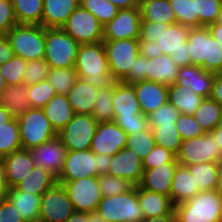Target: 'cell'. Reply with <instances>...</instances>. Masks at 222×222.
<instances>
[{"mask_svg": "<svg viewBox=\"0 0 222 222\" xmlns=\"http://www.w3.org/2000/svg\"><path fill=\"white\" fill-rule=\"evenodd\" d=\"M74 68L80 79L97 88L112 86L116 82L109 70L103 41L80 44Z\"/></svg>", "mask_w": 222, "mask_h": 222, "instance_id": "6da1fadb", "label": "cell"}, {"mask_svg": "<svg viewBox=\"0 0 222 222\" xmlns=\"http://www.w3.org/2000/svg\"><path fill=\"white\" fill-rule=\"evenodd\" d=\"M177 222H222V197L215 190L199 191L175 206Z\"/></svg>", "mask_w": 222, "mask_h": 222, "instance_id": "7a4b0ae2", "label": "cell"}, {"mask_svg": "<svg viewBox=\"0 0 222 222\" xmlns=\"http://www.w3.org/2000/svg\"><path fill=\"white\" fill-rule=\"evenodd\" d=\"M46 28L42 25L17 24L5 35L16 56L23 59H44Z\"/></svg>", "mask_w": 222, "mask_h": 222, "instance_id": "3957f363", "label": "cell"}, {"mask_svg": "<svg viewBox=\"0 0 222 222\" xmlns=\"http://www.w3.org/2000/svg\"><path fill=\"white\" fill-rule=\"evenodd\" d=\"M96 212L107 222H142L143 211L137 197V185L126 193L102 197Z\"/></svg>", "mask_w": 222, "mask_h": 222, "instance_id": "277c9868", "label": "cell"}, {"mask_svg": "<svg viewBox=\"0 0 222 222\" xmlns=\"http://www.w3.org/2000/svg\"><path fill=\"white\" fill-rule=\"evenodd\" d=\"M79 46L62 28H46L44 59L50 68L75 67Z\"/></svg>", "mask_w": 222, "mask_h": 222, "instance_id": "5b68a950", "label": "cell"}, {"mask_svg": "<svg viewBox=\"0 0 222 222\" xmlns=\"http://www.w3.org/2000/svg\"><path fill=\"white\" fill-rule=\"evenodd\" d=\"M17 119L22 149L30 150L57 136L42 108H30Z\"/></svg>", "mask_w": 222, "mask_h": 222, "instance_id": "8992f818", "label": "cell"}, {"mask_svg": "<svg viewBox=\"0 0 222 222\" xmlns=\"http://www.w3.org/2000/svg\"><path fill=\"white\" fill-rule=\"evenodd\" d=\"M182 166L198 163H221L222 150L214 136L208 132L196 138L183 140L176 156Z\"/></svg>", "mask_w": 222, "mask_h": 222, "instance_id": "52a82bcc", "label": "cell"}, {"mask_svg": "<svg viewBox=\"0 0 222 222\" xmlns=\"http://www.w3.org/2000/svg\"><path fill=\"white\" fill-rule=\"evenodd\" d=\"M103 44L112 77L122 81L140 55L138 39L103 41Z\"/></svg>", "mask_w": 222, "mask_h": 222, "instance_id": "ba28073f", "label": "cell"}, {"mask_svg": "<svg viewBox=\"0 0 222 222\" xmlns=\"http://www.w3.org/2000/svg\"><path fill=\"white\" fill-rule=\"evenodd\" d=\"M98 123L91 115L74 114L67 125L57 133L67 151H84L91 148Z\"/></svg>", "mask_w": 222, "mask_h": 222, "instance_id": "9c48e42d", "label": "cell"}, {"mask_svg": "<svg viewBox=\"0 0 222 222\" xmlns=\"http://www.w3.org/2000/svg\"><path fill=\"white\" fill-rule=\"evenodd\" d=\"M79 44L103 41V25L82 6H78L61 27Z\"/></svg>", "mask_w": 222, "mask_h": 222, "instance_id": "30bf717a", "label": "cell"}, {"mask_svg": "<svg viewBox=\"0 0 222 222\" xmlns=\"http://www.w3.org/2000/svg\"><path fill=\"white\" fill-rule=\"evenodd\" d=\"M75 212L62 184L56 183L41 195L40 222H65Z\"/></svg>", "mask_w": 222, "mask_h": 222, "instance_id": "8fae6325", "label": "cell"}, {"mask_svg": "<svg viewBox=\"0 0 222 222\" xmlns=\"http://www.w3.org/2000/svg\"><path fill=\"white\" fill-rule=\"evenodd\" d=\"M77 212H96L102 199L98 177H84L63 184Z\"/></svg>", "mask_w": 222, "mask_h": 222, "instance_id": "7c38bea8", "label": "cell"}, {"mask_svg": "<svg viewBox=\"0 0 222 222\" xmlns=\"http://www.w3.org/2000/svg\"><path fill=\"white\" fill-rule=\"evenodd\" d=\"M141 20L139 7L119 9L118 14L103 26V41L139 39Z\"/></svg>", "mask_w": 222, "mask_h": 222, "instance_id": "4fadbf2b", "label": "cell"}, {"mask_svg": "<svg viewBox=\"0 0 222 222\" xmlns=\"http://www.w3.org/2000/svg\"><path fill=\"white\" fill-rule=\"evenodd\" d=\"M95 153L91 149L84 151H67L64 166L57 183L75 181L84 177H97Z\"/></svg>", "mask_w": 222, "mask_h": 222, "instance_id": "5bb4252c", "label": "cell"}, {"mask_svg": "<svg viewBox=\"0 0 222 222\" xmlns=\"http://www.w3.org/2000/svg\"><path fill=\"white\" fill-rule=\"evenodd\" d=\"M35 167L43 168L58 177L64 166L67 153L61 139L56 136L43 144L30 149Z\"/></svg>", "mask_w": 222, "mask_h": 222, "instance_id": "9a60e30c", "label": "cell"}, {"mask_svg": "<svg viewBox=\"0 0 222 222\" xmlns=\"http://www.w3.org/2000/svg\"><path fill=\"white\" fill-rule=\"evenodd\" d=\"M127 133L113 121L99 123L91 141V150L101 155L113 156L126 147Z\"/></svg>", "mask_w": 222, "mask_h": 222, "instance_id": "2e32d148", "label": "cell"}, {"mask_svg": "<svg viewBox=\"0 0 222 222\" xmlns=\"http://www.w3.org/2000/svg\"><path fill=\"white\" fill-rule=\"evenodd\" d=\"M108 174L127 179L136 186L143 175L142 160L133 150L124 147L112 156Z\"/></svg>", "mask_w": 222, "mask_h": 222, "instance_id": "e0dca14e", "label": "cell"}, {"mask_svg": "<svg viewBox=\"0 0 222 222\" xmlns=\"http://www.w3.org/2000/svg\"><path fill=\"white\" fill-rule=\"evenodd\" d=\"M141 112L148 115L168 102V86L154 81H140L132 84Z\"/></svg>", "mask_w": 222, "mask_h": 222, "instance_id": "ac0fdd59", "label": "cell"}, {"mask_svg": "<svg viewBox=\"0 0 222 222\" xmlns=\"http://www.w3.org/2000/svg\"><path fill=\"white\" fill-rule=\"evenodd\" d=\"M112 106L114 119L135 118L142 113L134 86L121 81H116L113 84Z\"/></svg>", "mask_w": 222, "mask_h": 222, "instance_id": "d6986e66", "label": "cell"}, {"mask_svg": "<svg viewBox=\"0 0 222 222\" xmlns=\"http://www.w3.org/2000/svg\"><path fill=\"white\" fill-rule=\"evenodd\" d=\"M179 165V162H168L152 169H143L138 186L170 197L173 176Z\"/></svg>", "mask_w": 222, "mask_h": 222, "instance_id": "ffe728a7", "label": "cell"}, {"mask_svg": "<svg viewBox=\"0 0 222 222\" xmlns=\"http://www.w3.org/2000/svg\"><path fill=\"white\" fill-rule=\"evenodd\" d=\"M8 188L14 187L30 175L35 167L30 150L20 149L3 157Z\"/></svg>", "mask_w": 222, "mask_h": 222, "instance_id": "44dd1931", "label": "cell"}, {"mask_svg": "<svg viewBox=\"0 0 222 222\" xmlns=\"http://www.w3.org/2000/svg\"><path fill=\"white\" fill-rule=\"evenodd\" d=\"M214 73L204 70L201 66L189 65L179 68L177 84L189 86L193 92L203 98H209Z\"/></svg>", "mask_w": 222, "mask_h": 222, "instance_id": "7402d4cb", "label": "cell"}, {"mask_svg": "<svg viewBox=\"0 0 222 222\" xmlns=\"http://www.w3.org/2000/svg\"><path fill=\"white\" fill-rule=\"evenodd\" d=\"M137 197L144 219L175 214V206L167 195L142 189L137 185Z\"/></svg>", "mask_w": 222, "mask_h": 222, "instance_id": "603a6c76", "label": "cell"}, {"mask_svg": "<svg viewBox=\"0 0 222 222\" xmlns=\"http://www.w3.org/2000/svg\"><path fill=\"white\" fill-rule=\"evenodd\" d=\"M179 67L170 55H159L152 59L146 58V80L170 86L177 83Z\"/></svg>", "mask_w": 222, "mask_h": 222, "instance_id": "cb8c5ba5", "label": "cell"}, {"mask_svg": "<svg viewBox=\"0 0 222 222\" xmlns=\"http://www.w3.org/2000/svg\"><path fill=\"white\" fill-rule=\"evenodd\" d=\"M190 27L180 23L165 24L162 34L157 40L158 56L165 54H175L179 50L189 49L187 46V37Z\"/></svg>", "mask_w": 222, "mask_h": 222, "instance_id": "d4e9b609", "label": "cell"}, {"mask_svg": "<svg viewBox=\"0 0 222 222\" xmlns=\"http://www.w3.org/2000/svg\"><path fill=\"white\" fill-rule=\"evenodd\" d=\"M79 6V0H43L42 26L61 28Z\"/></svg>", "mask_w": 222, "mask_h": 222, "instance_id": "484cf974", "label": "cell"}, {"mask_svg": "<svg viewBox=\"0 0 222 222\" xmlns=\"http://www.w3.org/2000/svg\"><path fill=\"white\" fill-rule=\"evenodd\" d=\"M4 196L13 204L24 222H37L41 196L17 190L15 187L8 188Z\"/></svg>", "mask_w": 222, "mask_h": 222, "instance_id": "4316f807", "label": "cell"}, {"mask_svg": "<svg viewBox=\"0 0 222 222\" xmlns=\"http://www.w3.org/2000/svg\"><path fill=\"white\" fill-rule=\"evenodd\" d=\"M98 88L78 79L67 94L68 101L76 114L91 115Z\"/></svg>", "mask_w": 222, "mask_h": 222, "instance_id": "83f0119b", "label": "cell"}, {"mask_svg": "<svg viewBox=\"0 0 222 222\" xmlns=\"http://www.w3.org/2000/svg\"><path fill=\"white\" fill-rule=\"evenodd\" d=\"M0 104L8 109L11 116L18 118L31 108L27 85H7L0 92Z\"/></svg>", "mask_w": 222, "mask_h": 222, "instance_id": "f1b7e54d", "label": "cell"}, {"mask_svg": "<svg viewBox=\"0 0 222 222\" xmlns=\"http://www.w3.org/2000/svg\"><path fill=\"white\" fill-rule=\"evenodd\" d=\"M42 109L56 133L60 132L75 114L67 95L63 94H55Z\"/></svg>", "mask_w": 222, "mask_h": 222, "instance_id": "f546056e", "label": "cell"}, {"mask_svg": "<svg viewBox=\"0 0 222 222\" xmlns=\"http://www.w3.org/2000/svg\"><path fill=\"white\" fill-rule=\"evenodd\" d=\"M199 190L188 167L179 165L173 176L170 198L174 206L188 201L198 194Z\"/></svg>", "mask_w": 222, "mask_h": 222, "instance_id": "4dcf8cb0", "label": "cell"}, {"mask_svg": "<svg viewBox=\"0 0 222 222\" xmlns=\"http://www.w3.org/2000/svg\"><path fill=\"white\" fill-rule=\"evenodd\" d=\"M203 99L195 94L189 86H181L177 83L168 86V102L181 114L193 115Z\"/></svg>", "mask_w": 222, "mask_h": 222, "instance_id": "1f68e13d", "label": "cell"}, {"mask_svg": "<svg viewBox=\"0 0 222 222\" xmlns=\"http://www.w3.org/2000/svg\"><path fill=\"white\" fill-rule=\"evenodd\" d=\"M139 10L142 21L175 24V12L169 0H140Z\"/></svg>", "mask_w": 222, "mask_h": 222, "instance_id": "d6a6232c", "label": "cell"}, {"mask_svg": "<svg viewBox=\"0 0 222 222\" xmlns=\"http://www.w3.org/2000/svg\"><path fill=\"white\" fill-rule=\"evenodd\" d=\"M209 42V29L207 26L192 27L189 29L187 46L191 65L201 66L206 70V59Z\"/></svg>", "mask_w": 222, "mask_h": 222, "instance_id": "836d02e7", "label": "cell"}, {"mask_svg": "<svg viewBox=\"0 0 222 222\" xmlns=\"http://www.w3.org/2000/svg\"><path fill=\"white\" fill-rule=\"evenodd\" d=\"M57 183V177L46 169L34 167L30 175L14 187L17 190L41 196Z\"/></svg>", "mask_w": 222, "mask_h": 222, "instance_id": "e575fe53", "label": "cell"}, {"mask_svg": "<svg viewBox=\"0 0 222 222\" xmlns=\"http://www.w3.org/2000/svg\"><path fill=\"white\" fill-rule=\"evenodd\" d=\"M192 116L204 132L208 133L222 123V106L210 98H204Z\"/></svg>", "mask_w": 222, "mask_h": 222, "instance_id": "d590c367", "label": "cell"}, {"mask_svg": "<svg viewBox=\"0 0 222 222\" xmlns=\"http://www.w3.org/2000/svg\"><path fill=\"white\" fill-rule=\"evenodd\" d=\"M18 24L42 25L43 0H11Z\"/></svg>", "mask_w": 222, "mask_h": 222, "instance_id": "8d00e7d4", "label": "cell"}, {"mask_svg": "<svg viewBox=\"0 0 222 222\" xmlns=\"http://www.w3.org/2000/svg\"><path fill=\"white\" fill-rule=\"evenodd\" d=\"M199 191L215 190L219 163H198L187 166Z\"/></svg>", "mask_w": 222, "mask_h": 222, "instance_id": "74e56055", "label": "cell"}, {"mask_svg": "<svg viewBox=\"0 0 222 222\" xmlns=\"http://www.w3.org/2000/svg\"><path fill=\"white\" fill-rule=\"evenodd\" d=\"M20 149L22 147L18 119L12 117L0 126V156L5 157Z\"/></svg>", "mask_w": 222, "mask_h": 222, "instance_id": "f35d334b", "label": "cell"}, {"mask_svg": "<svg viewBox=\"0 0 222 222\" xmlns=\"http://www.w3.org/2000/svg\"><path fill=\"white\" fill-rule=\"evenodd\" d=\"M79 79L75 68H50L47 80L56 94L67 95Z\"/></svg>", "mask_w": 222, "mask_h": 222, "instance_id": "ab89813d", "label": "cell"}, {"mask_svg": "<svg viewBox=\"0 0 222 222\" xmlns=\"http://www.w3.org/2000/svg\"><path fill=\"white\" fill-rule=\"evenodd\" d=\"M113 85L105 88H98L97 97L91 116L99 123L111 122L114 120L112 106Z\"/></svg>", "mask_w": 222, "mask_h": 222, "instance_id": "60d3db41", "label": "cell"}, {"mask_svg": "<svg viewBox=\"0 0 222 222\" xmlns=\"http://www.w3.org/2000/svg\"><path fill=\"white\" fill-rule=\"evenodd\" d=\"M152 132L155 145L162 146L177 156L183 140L175 124L160 125L159 127L154 128Z\"/></svg>", "mask_w": 222, "mask_h": 222, "instance_id": "b9f144b4", "label": "cell"}, {"mask_svg": "<svg viewBox=\"0 0 222 222\" xmlns=\"http://www.w3.org/2000/svg\"><path fill=\"white\" fill-rule=\"evenodd\" d=\"M154 146V135L149 127L146 130L127 135L126 147L137 153L141 160L150 153Z\"/></svg>", "mask_w": 222, "mask_h": 222, "instance_id": "7bdbcfd3", "label": "cell"}, {"mask_svg": "<svg viewBox=\"0 0 222 222\" xmlns=\"http://www.w3.org/2000/svg\"><path fill=\"white\" fill-rule=\"evenodd\" d=\"M175 12L176 23L192 27H199L195 0H169Z\"/></svg>", "mask_w": 222, "mask_h": 222, "instance_id": "ee69618b", "label": "cell"}, {"mask_svg": "<svg viewBox=\"0 0 222 222\" xmlns=\"http://www.w3.org/2000/svg\"><path fill=\"white\" fill-rule=\"evenodd\" d=\"M79 5L91 12L103 26L110 22L119 11L108 0H79Z\"/></svg>", "mask_w": 222, "mask_h": 222, "instance_id": "f6af8a7d", "label": "cell"}, {"mask_svg": "<svg viewBox=\"0 0 222 222\" xmlns=\"http://www.w3.org/2000/svg\"><path fill=\"white\" fill-rule=\"evenodd\" d=\"M98 180L102 197L123 194L135 186L127 179L115 177L110 174L100 175Z\"/></svg>", "mask_w": 222, "mask_h": 222, "instance_id": "bcb514c9", "label": "cell"}, {"mask_svg": "<svg viewBox=\"0 0 222 222\" xmlns=\"http://www.w3.org/2000/svg\"><path fill=\"white\" fill-rule=\"evenodd\" d=\"M26 65L27 60L16 55L8 62L0 64L1 73L6 85L22 84Z\"/></svg>", "mask_w": 222, "mask_h": 222, "instance_id": "7dc6e473", "label": "cell"}, {"mask_svg": "<svg viewBox=\"0 0 222 222\" xmlns=\"http://www.w3.org/2000/svg\"><path fill=\"white\" fill-rule=\"evenodd\" d=\"M180 114L173 105L167 102L147 115L149 128L153 130L160 125L176 124Z\"/></svg>", "mask_w": 222, "mask_h": 222, "instance_id": "c3c4849f", "label": "cell"}, {"mask_svg": "<svg viewBox=\"0 0 222 222\" xmlns=\"http://www.w3.org/2000/svg\"><path fill=\"white\" fill-rule=\"evenodd\" d=\"M31 108H43L56 94L48 80H44L27 86Z\"/></svg>", "mask_w": 222, "mask_h": 222, "instance_id": "681fc988", "label": "cell"}, {"mask_svg": "<svg viewBox=\"0 0 222 222\" xmlns=\"http://www.w3.org/2000/svg\"><path fill=\"white\" fill-rule=\"evenodd\" d=\"M195 7L199 27L208 26L216 22L222 7V0H195Z\"/></svg>", "mask_w": 222, "mask_h": 222, "instance_id": "f907efd6", "label": "cell"}, {"mask_svg": "<svg viewBox=\"0 0 222 222\" xmlns=\"http://www.w3.org/2000/svg\"><path fill=\"white\" fill-rule=\"evenodd\" d=\"M50 66L45 62V59L27 61L24 71L23 83L32 85L47 79Z\"/></svg>", "mask_w": 222, "mask_h": 222, "instance_id": "816d5d0a", "label": "cell"}, {"mask_svg": "<svg viewBox=\"0 0 222 222\" xmlns=\"http://www.w3.org/2000/svg\"><path fill=\"white\" fill-rule=\"evenodd\" d=\"M168 162H178L176 155L162 146L155 145L142 160L143 169H152Z\"/></svg>", "mask_w": 222, "mask_h": 222, "instance_id": "f5cc1de1", "label": "cell"}, {"mask_svg": "<svg viewBox=\"0 0 222 222\" xmlns=\"http://www.w3.org/2000/svg\"><path fill=\"white\" fill-rule=\"evenodd\" d=\"M175 126L182 140L200 137L205 134L192 115L180 114Z\"/></svg>", "mask_w": 222, "mask_h": 222, "instance_id": "db71d44e", "label": "cell"}, {"mask_svg": "<svg viewBox=\"0 0 222 222\" xmlns=\"http://www.w3.org/2000/svg\"><path fill=\"white\" fill-rule=\"evenodd\" d=\"M206 71L222 73V45H220L209 31V42L206 59Z\"/></svg>", "mask_w": 222, "mask_h": 222, "instance_id": "11a10c76", "label": "cell"}, {"mask_svg": "<svg viewBox=\"0 0 222 222\" xmlns=\"http://www.w3.org/2000/svg\"><path fill=\"white\" fill-rule=\"evenodd\" d=\"M17 24L12 1L0 0V36H5Z\"/></svg>", "mask_w": 222, "mask_h": 222, "instance_id": "9f6ffc18", "label": "cell"}, {"mask_svg": "<svg viewBox=\"0 0 222 222\" xmlns=\"http://www.w3.org/2000/svg\"><path fill=\"white\" fill-rule=\"evenodd\" d=\"M113 122L117 124L127 135L141 130H146L148 125V118L143 113L129 119H114Z\"/></svg>", "mask_w": 222, "mask_h": 222, "instance_id": "6f0895ef", "label": "cell"}, {"mask_svg": "<svg viewBox=\"0 0 222 222\" xmlns=\"http://www.w3.org/2000/svg\"><path fill=\"white\" fill-rule=\"evenodd\" d=\"M164 23L142 21L138 41L157 42L162 34Z\"/></svg>", "mask_w": 222, "mask_h": 222, "instance_id": "680465c9", "label": "cell"}, {"mask_svg": "<svg viewBox=\"0 0 222 222\" xmlns=\"http://www.w3.org/2000/svg\"><path fill=\"white\" fill-rule=\"evenodd\" d=\"M146 80V58L139 55L127 76L121 81L124 84H134Z\"/></svg>", "mask_w": 222, "mask_h": 222, "instance_id": "91938a15", "label": "cell"}, {"mask_svg": "<svg viewBox=\"0 0 222 222\" xmlns=\"http://www.w3.org/2000/svg\"><path fill=\"white\" fill-rule=\"evenodd\" d=\"M0 222H24L19 212L4 195L0 198Z\"/></svg>", "mask_w": 222, "mask_h": 222, "instance_id": "94428289", "label": "cell"}, {"mask_svg": "<svg viewBox=\"0 0 222 222\" xmlns=\"http://www.w3.org/2000/svg\"><path fill=\"white\" fill-rule=\"evenodd\" d=\"M209 98L222 106V73H214V80Z\"/></svg>", "mask_w": 222, "mask_h": 222, "instance_id": "6125c7cd", "label": "cell"}, {"mask_svg": "<svg viewBox=\"0 0 222 222\" xmlns=\"http://www.w3.org/2000/svg\"><path fill=\"white\" fill-rule=\"evenodd\" d=\"M139 54L147 59L158 56V47L156 42L139 41Z\"/></svg>", "mask_w": 222, "mask_h": 222, "instance_id": "be15d7a7", "label": "cell"}, {"mask_svg": "<svg viewBox=\"0 0 222 222\" xmlns=\"http://www.w3.org/2000/svg\"><path fill=\"white\" fill-rule=\"evenodd\" d=\"M15 56L6 36H0V64L8 62Z\"/></svg>", "mask_w": 222, "mask_h": 222, "instance_id": "e7e4bbea", "label": "cell"}, {"mask_svg": "<svg viewBox=\"0 0 222 222\" xmlns=\"http://www.w3.org/2000/svg\"><path fill=\"white\" fill-rule=\"evenodd\" d=\"M95 159H96L95 166L97 168V177H99L100 175L108 174L112 156L95 153Z\"/></svg>", "mask_w": 222, "mask_h": 222, "instance_id": "03108f58", "label": "cell"}, {"mask_svg": "<svg viewBox=\"0 0 222 222\" xmlns=\"http://www.w3.org/2000/svg\"><path fill=\"white\" fill-rule=\"evenodd\" d=\"M170 57L179 68L191 65L189 49L176 51L175 54H170Z\"/></svg>", "mask_w": 222, "mask_h": 222, "instance_id": "003e7915", "label": "cell"}, {"mask_svg": "<svg viewBox=\"0 0 222 222\" xmlns=\"http://www.w3.org/2000/svg\"><path fill=\"white\" fill-rule=\"evenodd\" d=\"M118 9H129L139 7L140 0H108Z\"/></svg>", "mask_w": 222, "mask_h": 222, "instance_id": "a7ac6f4b", "label": "cell"}, {"mask_svg": "<svg viewBox=\"0 0 222 222\" xmlns=\"http://www.w3.org/2000/svg\"><path fill=\"white\" fill-rule=\"evenodd\" d=\"M208 29L211 33V36L220 44L222 45V25L219 23H212L209 24Z\"/></svg>", "mask_w": 222, "mask_h": 222, "instance_id": "89a4df30", "label": "cell"}, {"mask_svg": "<svg viewBox=\"0 0 222 222\" xmlns=\"http://www.w3.org/2000/svg\"><path fill=\"white\" fill-rule=\"evenodd\" d=\"M8 190V183L6 180L5 167L3 163V157L0 156V193H4Z\"/></svg>", "mask_w": 222, "mask_h": 222, "instance_id": "2644e50d", "label": "cell"}, {"mask_svg": "<svg viewBox=\"0 0 222 222\" xmlns=\"http://www.w3.org/2000/svg\"><path fill=\"white\" fill-rule=\"evenodd\" d=\"M142 222H177V219H176V214H169V215L144 219Z\"/></svg>", "mask_w": 222, "mask_h": 222, "instance_id": "8c879c8a", "label": "cell"}, {"mask_svg": "<svg viewBox=\"0 0 222 222\" xmlns=\"http://www.w3.org/2000/svg\"><path fill=\"white\" fill-rule=\"evenodd\" d=\"M65 222H88V213L75 211Z\"/></svg>", "mask_w": 222, "mask_h": 222, "instance_id": "753ad0ef", "label": "cell"}, {"mask_svg": "<svg viewBox=\"0 0 222 222\" xmlns=\"http://www.w3.org/2000/svg\"><path fill=\"white\" fill-rule=\"evenodd\" d=\"M210 133L214 136L222 150V123L217 125Z\"/></svg>", "mask_w": 222, "mask_h": 222, "instance_id": "34e18365", "label": "cell"}, {"mask_svg": "<svg viewBox=\"0 0 222 222\" xmlns=\"http://www.w3.org/2000/svg\"><path fill=\"white\" fill-rule=\"evenodd\" d=\"M12 118L7 108L0 104V126Z\"/></svg>", "mask_w": 222, "mask_h": 222, "instance_id": "11e5206c", "label": "cell"}, {"mask_svg": "<svg viewBox=\"0 0 222 222\" xmlns=\"http://www.w3.org/2000/svg\"><path fill=\"white\" fill-rule=\"evenodd\" d=\"M215 191L222 197V162L219 164V172Z\"/></svg>", "mask_w": 222, "mask_h": 222, "instance_id": "2a66077c", "label": "cell"}, {"mask_svg": "<svg viewBox=\"0 0 222 222\" xmlns=\"http://www.w3.org/2000/svg\"><path fill=\"white\" fill-rule=\"evenodd\" d=\"M88 222H107L97 212L88 213Z\"/></svg>", "mask_w": 222, "mask_h": 222, "instance_id": "b9fcfbb0", "label": "cell"}, {"mask_svg": "<svg viewBox=\"0 0 222 222\" xmlns=\"http://www.w3.org/2000/svg\"><path fill=\"white\" fill-rule=\"evenodd\" d=\"M6 82L4 77L2 76L1 69H0V92L6 87Z\"/></svg>", "mask_w": 222, "mask_h": 222, "instance_id": "09005b40", "label": "cell"}, {"mask_svg": "<svg viewBox=\"0 0 222 222\" xmlns=\"http://www.w3.org/2000/svg\"><path fill=\"white\" fill-rule=\"evenodd\" d=\"M216 23H219L222 25V7L220 9V13L218 14V18L216 20Z\"/></svg>", "mask_w": 222, "mask_h": 222, "instance_id": "979ff035", "label": "cell"}]
</instances>
